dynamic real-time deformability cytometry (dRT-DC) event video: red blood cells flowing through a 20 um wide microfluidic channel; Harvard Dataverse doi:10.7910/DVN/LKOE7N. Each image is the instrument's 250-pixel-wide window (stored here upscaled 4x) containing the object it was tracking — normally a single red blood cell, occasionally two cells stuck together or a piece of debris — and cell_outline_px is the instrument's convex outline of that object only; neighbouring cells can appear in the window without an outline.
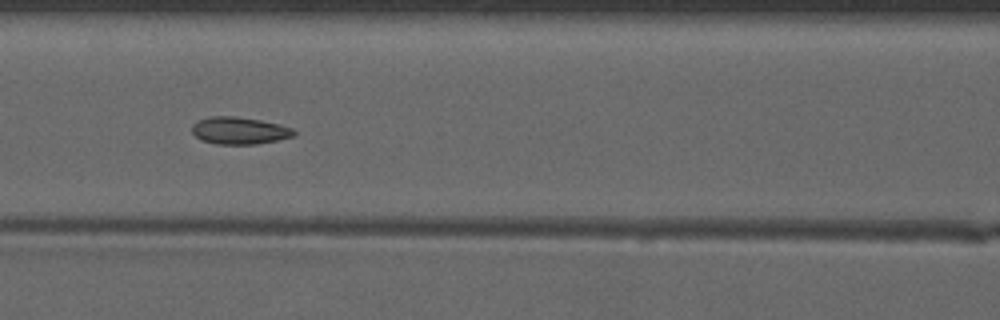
{"species": "common noctule bat (a hibernating species)", "species_latin": "Nyctalus noctula", "temperature_condition": "warm", "stored_images_in_passage": 29, "camera_frame_rate_fps": 3000, "um_per_image_px": 0.085, "animal": {"sex": "male", "forearm_length_mm": 52.5}, "frame": {"image": 1, "passage_image": 23, "time_ms": 7.333, "image_size_px": [1000, 320], "cell_outline_px": [[296, 136], [256, 144], [216, 144], [200, 140], [192, 132], [192, 124], [196, 120], [212, 116], [236, 116], [260, 120], [280, 124], [292, 128], [296, 132]], "centroid_in_image_um": [20.33, 11.1], "position_along_channel_um": 146.3, "area_um2": 16.3}}
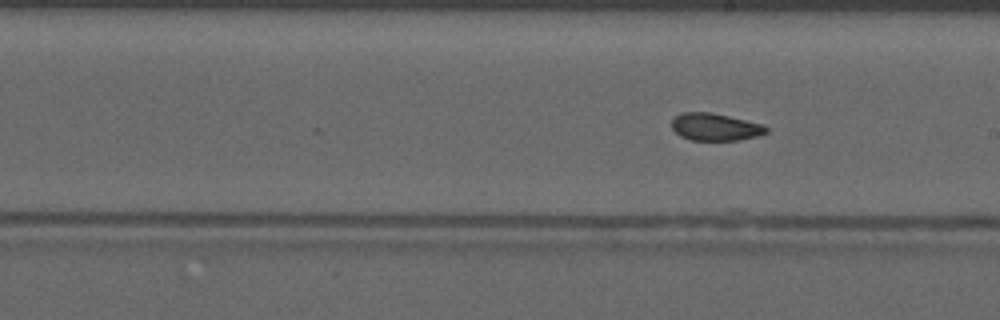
{"frame": {"image": 2, "passage_image": 29, "time_ms": 9.333, "image_size_px": [1000, 320], "cell_outline_px": [[768, 132], [756, 136], [736, 140], [692, 140], [680, 136], [672, 128], [672, 120], [680, 112], [712, 112], [764, 124], [768, 128]], "centroid_in_image_um": [60.79, 10.78], "position_along_channel_um": 228.2, "area_um2": 15.09}}